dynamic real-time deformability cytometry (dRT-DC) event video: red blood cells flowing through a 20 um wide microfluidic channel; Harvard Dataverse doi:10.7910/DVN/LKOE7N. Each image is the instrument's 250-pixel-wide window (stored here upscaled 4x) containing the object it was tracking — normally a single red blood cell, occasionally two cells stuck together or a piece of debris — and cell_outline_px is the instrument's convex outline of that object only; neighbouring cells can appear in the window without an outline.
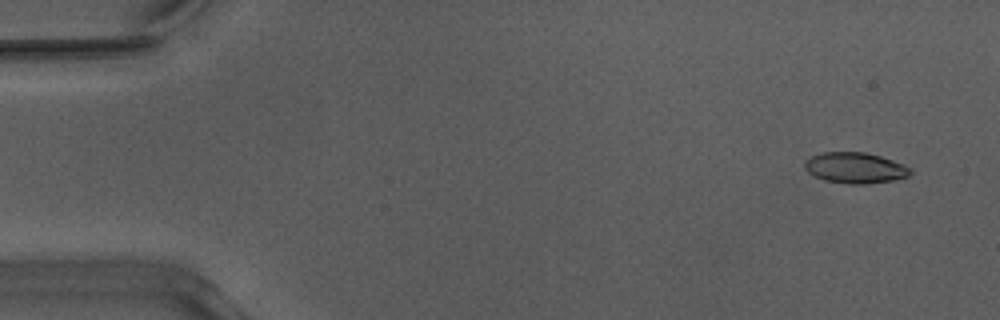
{"species": "Egyptian fruit bat (a non-hibernating species)", "species_latin": "Rousettus aegyptiacus", "temperature_condition": "warm", "stored_images_in_passage": 50, "camera_frame_rate_fps": 3000, "um_per_image_px": 0.085, "animal": {"sex": "male"}, "frame": {"image": 1, "passage_image": 1, "time_ms": 0.0, "image_size_px": [1000, 320], "cell_outline_px": [[912, 172], [908, 176], [892, 180], [864, 184], [848, 184], [824, 180], [808, 172], [804, 168], [804, 164], [812, 156], [824, 152], [864, 152], [880, 156], [904, 164], [912, 168]], "centroid_in_image_um": [72.71, 14.27], "position_along_channel_um": 12.3, "area_um2": 18.84}}
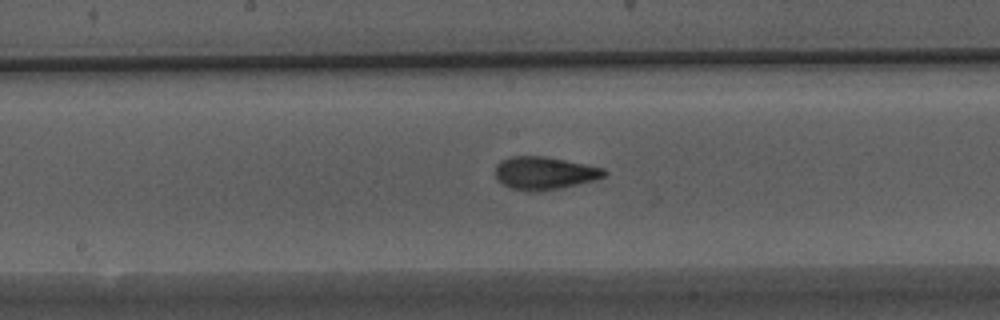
{"frame": {"image": 2, "passage_image": 25, "time_ms": 8.0, "image_size_px": [1000, 320], "cell_outline_px": [[608, 172], [604, 176], [596, 180], [560, 188], [532, 192], [528, 192], [512, 188], [496, 180], [496, 164], [500, 160], [512, 156], [548, 156], [604, 168]], "centroid_in_image_um": [46.28, 14.7], "position_along_channel_um": 201.9, "area_um2": 20.98}}
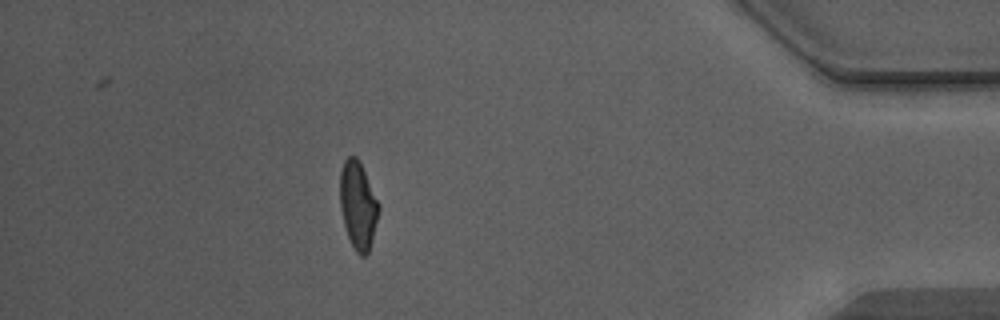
{"frame": {"image": 3, "passage_image": 44, "time_ms": 14.333, "image_size_px": [1000, 320], "cell_outline_px": [[380, 208], [372, 240], [368, 252], [364, 256], [360, 256], [356, 252], [348, 236], [344, 224], [340, 208], [340, 172], [344, 160], [348, 156], [356, 156], [380, 204]], "centroid_in_image_um": [30.43, 17.45], "position_along_channel_um": 404.8, "area_um2": 19.54}, "authors_computed_cell_mechanics": {"area_um2": 19.8543, "velocity_mm_per_s": 3.9835, "shape_relaxation_time_tau1_ms": 4.8294, "shape_relaxation_time_tau2_ms": 1.2488, "deformation_change_tau1": 0.1739, "deformation_change_tau2": 0.0761}}